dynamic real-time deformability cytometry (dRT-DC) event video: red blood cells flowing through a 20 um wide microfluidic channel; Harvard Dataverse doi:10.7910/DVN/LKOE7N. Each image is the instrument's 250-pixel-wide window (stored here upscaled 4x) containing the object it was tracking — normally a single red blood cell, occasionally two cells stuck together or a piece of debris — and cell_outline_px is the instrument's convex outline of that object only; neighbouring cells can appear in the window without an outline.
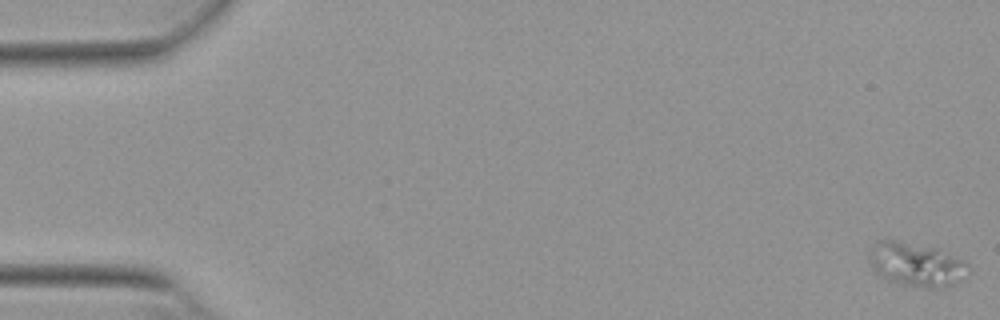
{"species": "Egyptian fruit bat (a non-hibernating species)", "species_latin": "Rousettus aegyptiacus", "temperature_condition": "warm", "stored_images_in_passage": 55, "camera_frame_rate_fps": 3000, "um_per_image_px": 0.085, "animal": {"sex": "female"}, "frame": {"image": 1, "passage_image": 1, "time_ms": 0.0, "image_size_px": [1000, 320], "cell_outline_px": [[972, 272], [968, 276], [944, 288], [928, 288], [900, 284], [888, 280], [880, 276], [872, 268], [868, 256], [868, 252], [872, 244], [876, 240], [900, 240], [940, 248], [964, 260], [972, 268]], "centroid_in_image_um": [77.92, 22.46], "position_along_channel_um": 7.1, "area_um2": 26.18}}
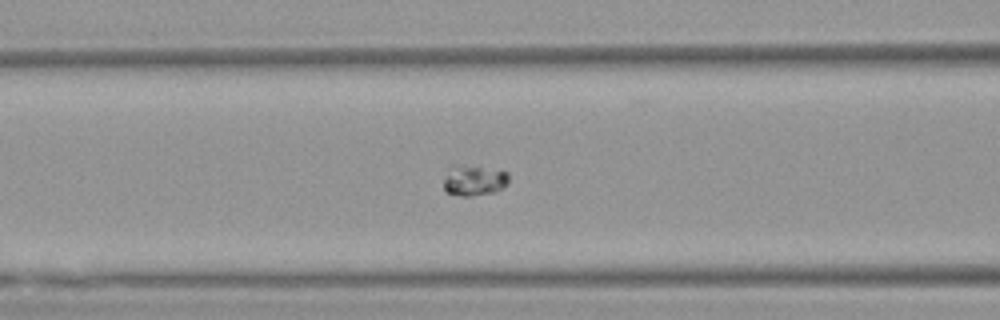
{"frame": {"image": 2, "passage_image": 23, "time_ms": 7.333, "image_size_px": [1000, 320], "cell_outline_px": [[508, 184], [504, 188], [496, 192], [472, 196], [460, 196], [444, 192], [444, 180], [452, 164], [480, 164], [500, 168], [508, 172]], "centroid_in_image_um": [40.35, 15.28], "position_along_channel_um": 126.3, "area_um2": 12.48}}
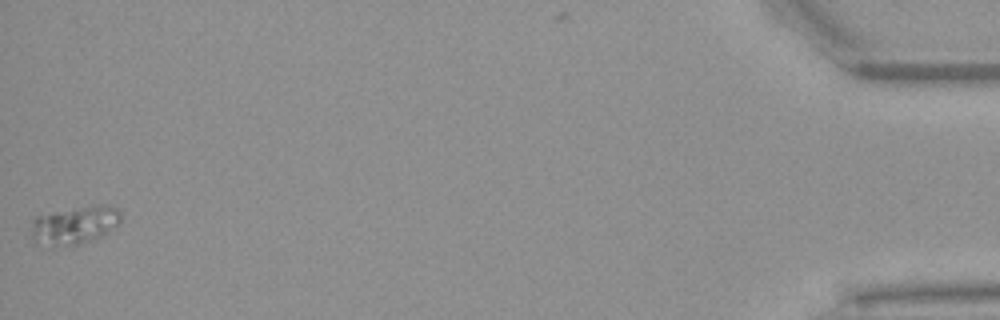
{"frame": {"image": 3, "passage_image": 55, "time_ms": 18.0, "image_size_px": [1000, 320], "cell_outline_px": [[120, 220], [116, 224], [100, 236], [72, 248], [52, 248], [36, 244], [32, 240], [32, 220], [36, 216], [80, 208], [116, 208], [120, 212]], "centroid_in_image_um": [6.19, 19.26], "position_along_channel_um": 429.0, "area_um2": 19.36}}